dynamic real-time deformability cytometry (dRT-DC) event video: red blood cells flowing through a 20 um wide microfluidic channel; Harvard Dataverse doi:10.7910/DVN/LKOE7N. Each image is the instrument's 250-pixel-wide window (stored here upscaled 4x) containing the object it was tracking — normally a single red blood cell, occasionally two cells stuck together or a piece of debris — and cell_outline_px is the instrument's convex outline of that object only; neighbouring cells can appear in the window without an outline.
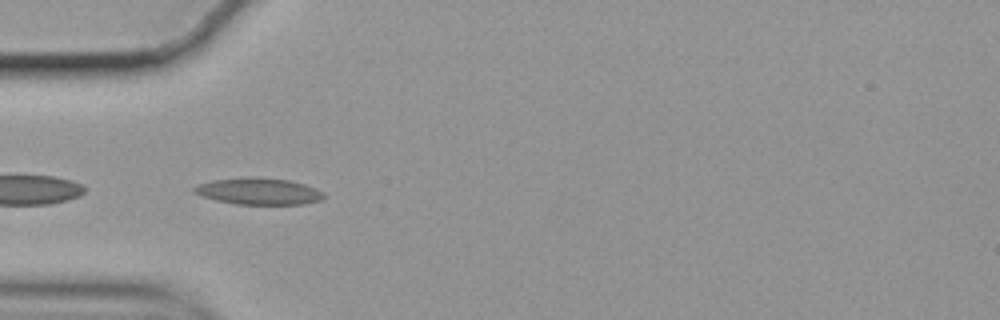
{"species": "common noctule bat (a hibernating species)", "species_latin": "Nyctalus noctula", "temperature_condition": "cold", "stored_images_in_passage": 40, "camera_frame_rate_fps": 3000, "um_per_image_px": 0.085, "animal": {"sex": "female", "body_mass_g": 19.9}, "frame": {"image": 1, "passage_image": 1, "time_ms": 0.0, "image_size_px": [1000, 320], "cell_outline_px": [[324, 196], [320, 200], [304, 204], [236, 204], [216, 200], [200, 196], [192, 192], [192, 188], [200, 184], [212, 180], [288, 180], [304, 184], [316, 188], [324, 192]], "centroid_in_image_um": [22.0, 16.31], "position_along_channel_um": 63.0, "area_um2": 19.07}, "authors_computed_cell_mechanics": {"area_um2": 18.1781, "velocity_mm_per_s": 3.5185, "shape_relaxation_time_tau1_ms": null, "shape_relaxation_time_tau2_ms": 7.6691, "deformation_change_tau1": null, "deformation_change_tau2": 0.1603}}